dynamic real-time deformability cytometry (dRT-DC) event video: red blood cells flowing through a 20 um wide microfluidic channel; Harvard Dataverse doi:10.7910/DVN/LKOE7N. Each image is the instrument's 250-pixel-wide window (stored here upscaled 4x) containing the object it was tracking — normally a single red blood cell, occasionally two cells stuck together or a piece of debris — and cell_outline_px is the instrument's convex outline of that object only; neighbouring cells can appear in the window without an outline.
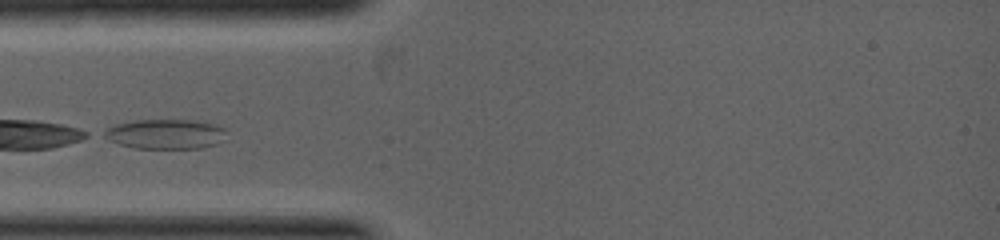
{"species": "common noctule bat (a hibernating species)", "species_latin": "Nyctalus noctula", "temperature_condition": "warm", "stored_images_in_passage": 15, "camera_frame_rate_fps": 5000, "um_per_image_px": 0.085, "animal": {"sex": "female", "body_mass_g": 19.0, "forearm_length_mm": 53.3}, "frame": {"image": 1, "passage_image": 1, "time_ms": 0.0, "image_size_px": [1000, 240], "cell_outline_px": [[224, 140], [216, 144], [204, 148], [132, 148], [108, 140], [100, 136], [100, 132], [116, 124], [136, 120], [204, 120], [216, 124], [224, 128]], "centroid_in_image_um": [14.05, 11.39], "position_along_channel_um": 71.0, "area_um2": 21.56}}
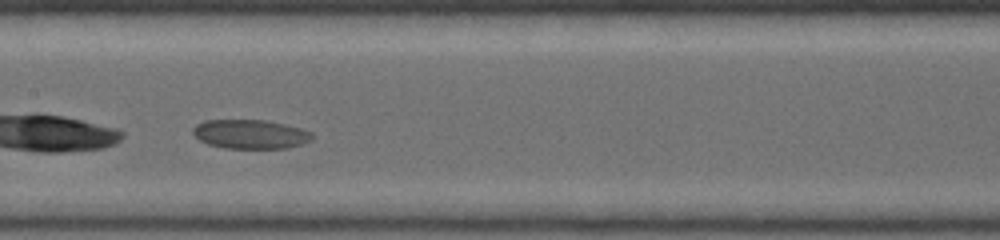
{"frame": {"image": 2, "passage_image": 14, "time_ms": 1.6, "image_size_px": [1000, 240], "cell_outline_px": [[316, 136], [312, 140], [288, 148], [224, 148], [208, 144], [200, 140], [192, 132], [192, 128], [196, 124], [204, 120], [264, 120], [284, 124], [300, 128], [312, 132]], "centroid_in_image_um": [21.29, 11.4], "position_along_channel_um": 186.1, "area_um2": 20.29}}